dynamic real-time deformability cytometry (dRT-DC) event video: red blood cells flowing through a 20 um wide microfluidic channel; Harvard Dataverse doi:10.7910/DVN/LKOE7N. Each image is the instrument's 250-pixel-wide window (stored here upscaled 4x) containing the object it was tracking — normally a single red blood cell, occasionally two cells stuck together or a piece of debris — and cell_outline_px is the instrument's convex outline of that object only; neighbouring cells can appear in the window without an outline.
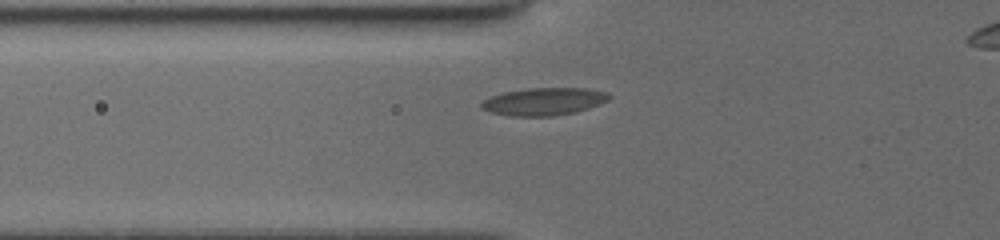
{"species": "common noctule bat (a hibernating species)", "species_latin": "Nyctalus noctula", "temperature_condition": "cold", "stored_images_in_passage": 17, "camera_frame_rate_fps": 3000, "um_per_image_px": 0.085, "animal": {"sex": "female", "body_mass_g": 19.5, "forearm_length_mm": 54.1}, "frame": {"image": 1, "passage_image": 2, "time_ms": 0.333, "image_size_px": [1000, 240], "cell_outline_px": [[612, 96], [608, 100], [588, 108], [572, 112], [552, 116], [508, 116], [492, 112], [480, 108], [480, 104], [488, 96], [504, 92], [528, 88], [584, 88], [604, 92]], "centroid_in_image_um": [46.17, 8.62], "position_along_channel_um": 79.6, "area_um2": 20.35}}
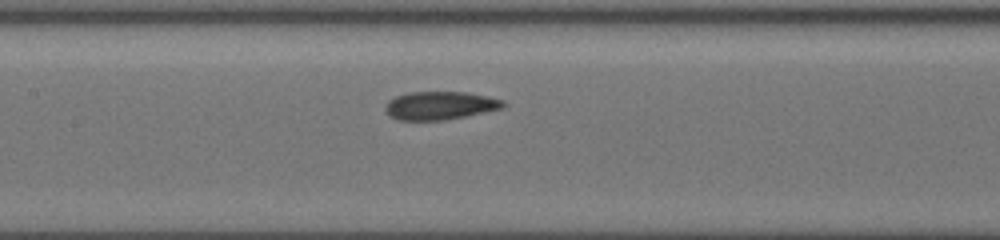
{"frame": {"image": 2, "passage_image": 10, "time_ms": 2.667, "image_size_px": [1000, 240], "cell_outline_px": [[504, 108], [444, 120], [400, 120], [388, 116], [384, 108], [388, 100], [396, 96], [408, 92], [468, 92], [488, 96], [504, 100]], "centroid_in_image_um": [37.38, 8.96], "position_along_channel_um": 170.0, "area_um2": 19.42}}
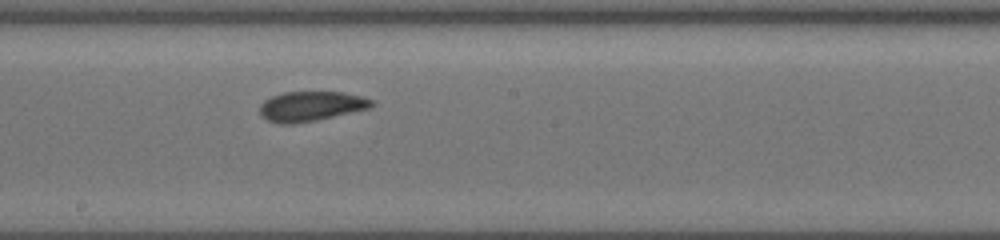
{"frame": {"image": 3, "passage_image": 15, "time_ms": 4.0, "image_size_px": [1000, 240], "cell_outline_px": [[376, 104], [368, 108], [316, 120], [292, 124], [280, 124], [268, 120], [260, 112], [260, 104], [264, 100], [272, 96], [284, 92], [344, 92], [364, 96], [376, 100]], "centroid_in_image_um": [26.47, 9.01], "position_along_channel_um": 221.7, "area_um2": 19.42}}